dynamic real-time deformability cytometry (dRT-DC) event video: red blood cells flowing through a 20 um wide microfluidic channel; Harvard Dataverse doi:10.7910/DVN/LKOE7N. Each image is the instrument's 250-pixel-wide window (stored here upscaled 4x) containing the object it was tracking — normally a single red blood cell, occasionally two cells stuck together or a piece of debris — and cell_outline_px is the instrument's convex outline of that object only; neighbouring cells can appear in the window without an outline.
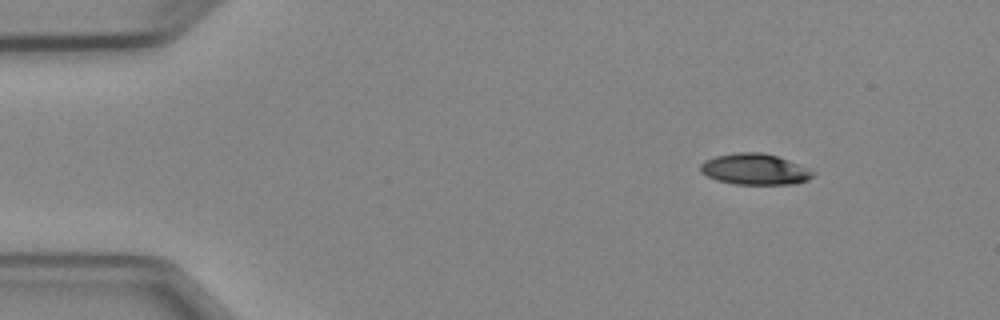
{"species": "Egyptian fruit bat (a non-hibernating species)", "species_latin": "Rousettus aegyptiacus", "temperature_condition": "cold", "stored_images_in_passage": 3, "camera_frame_rate_fps": 3000, "um_per_image_px": 0.085, "animal": {"sex": "female"}, "frame": {"image": 1, "passage_image": 1, "time_ms": 0.0, "image_size_px": [1000, 320], "cell_outline_px": [[816, 172], [808, 180], [796, 184], [736, 184], [716, 180], [700, 172], [700, 164], [704, 160], [716, 156], [736, 152], [760, 152], [776, 156], [788, 160]], "centroid_in_image_um": [64.14, 14.39], "position_along_channel_um": 20.9, "area_um2": 20.29}}
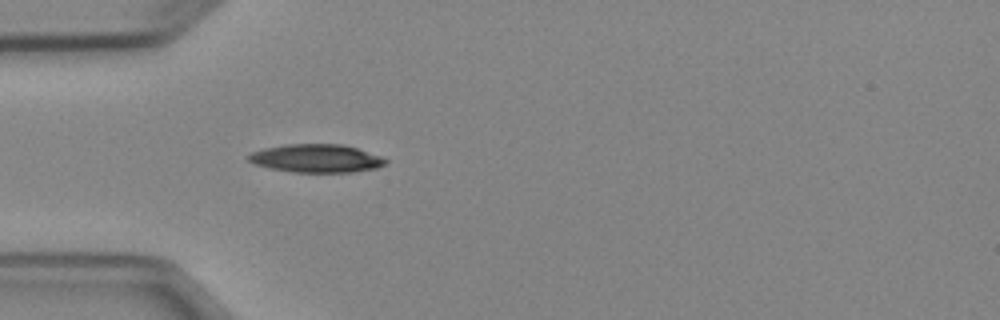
{"frame": {"image": 2, "passage_image": 3, "time_ms": 3.0, "image_size_px": [1000, 320], "cell_outline_px": [[388, 164], [376, 168], [352, 172], [292, 172], [268, 168], [252, 164], [248, 160], [248, 156], [252, 152], [264, 148], [288, 144], [340, 144], [356, 148], [380, 156], [388, 160]], "centroid_in_image_um": [26.87, 13.47], "position_along_channel_um": 58.1, "area_um2": 22.54}}